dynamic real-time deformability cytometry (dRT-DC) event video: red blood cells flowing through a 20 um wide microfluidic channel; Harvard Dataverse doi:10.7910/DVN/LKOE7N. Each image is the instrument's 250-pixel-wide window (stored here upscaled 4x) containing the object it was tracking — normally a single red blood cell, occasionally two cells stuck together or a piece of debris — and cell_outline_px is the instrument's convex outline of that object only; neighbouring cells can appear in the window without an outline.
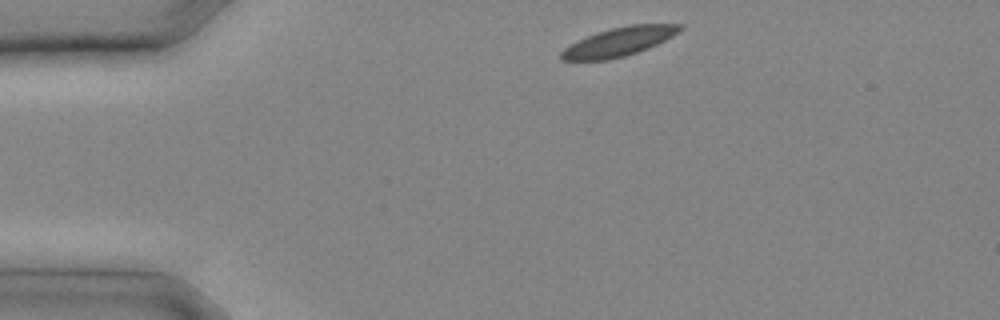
{"species": "common noctule bat (a hibernating species)", "species_latin": "Nyctalus noctula", "temperature_condition": "cold", "stored_images_in_passage": 9, "camera_frame_rate_fps": 3000, "um_per_image_px": 0.085, "animal": {"sex": "male", "body_mass_g": 20.4}, "frame": {"image": 1, "passage_image": 1, "time_ms": 0.0, "image_size_px": [1000, 320], "cell_outline_px": [[684, 24], [672, 36], [648, 48], [624, 56], [608, 60], [560, 60], [560, 52], [564, 48], [596, 32], [628, 24]], "centroid_in_image_um": [52.58, 3.55], "position_along_channel_um": 32.4, "area_um2": 19.54}}
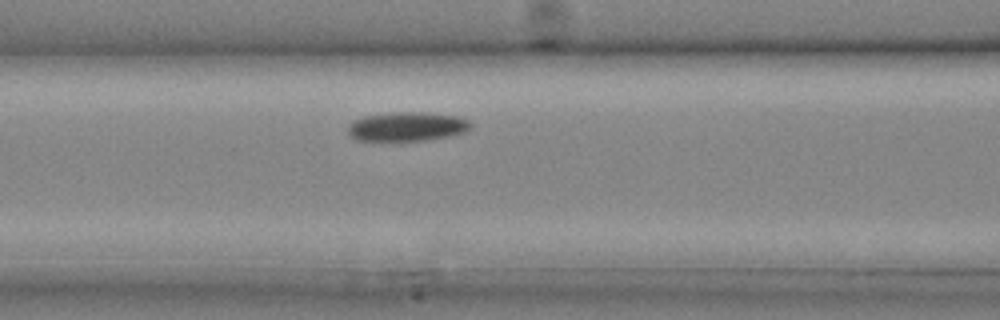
{"frame": {"image": 2, "passage_image": 7, "time_ms": 2.0, "image_size_px": [1000, 320], "cell_outline_px": [[472, 128], [464, 132], [448, 136], [424, 140], [356, 140], [348, 132], [348, 124], [352, 120], [364, 116], [392, 112], [428, 112], [456, 116], [468, 120], [472, 124]], "centroid_in_image_um": [34.59, 10.74], "position_along_channel_um": 132.0, "area_um2": 20.81}}
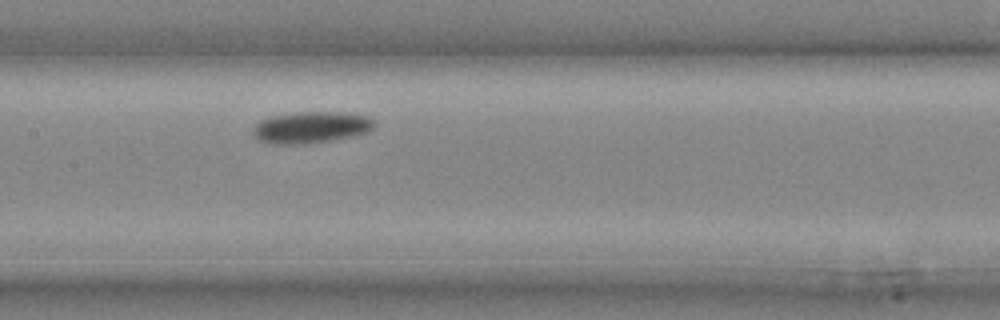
{"frame": {"image": 3, "passage_image": 9, "time_ms": 2.667, "image_size_px": [1000, 320], "cell_outline_px": [[376, 124], [368, 132], [352, 136], [304, 144], [272, 144], [260, 140], [252, 132], [256, 124], [260, 120], [272, 116], [296, 112], [344, 112], [368, 116]], "centroid_in_image_um": [26.44, 10.81], "position_along_channel_um": 181.0, "area_um2": 22.14}}